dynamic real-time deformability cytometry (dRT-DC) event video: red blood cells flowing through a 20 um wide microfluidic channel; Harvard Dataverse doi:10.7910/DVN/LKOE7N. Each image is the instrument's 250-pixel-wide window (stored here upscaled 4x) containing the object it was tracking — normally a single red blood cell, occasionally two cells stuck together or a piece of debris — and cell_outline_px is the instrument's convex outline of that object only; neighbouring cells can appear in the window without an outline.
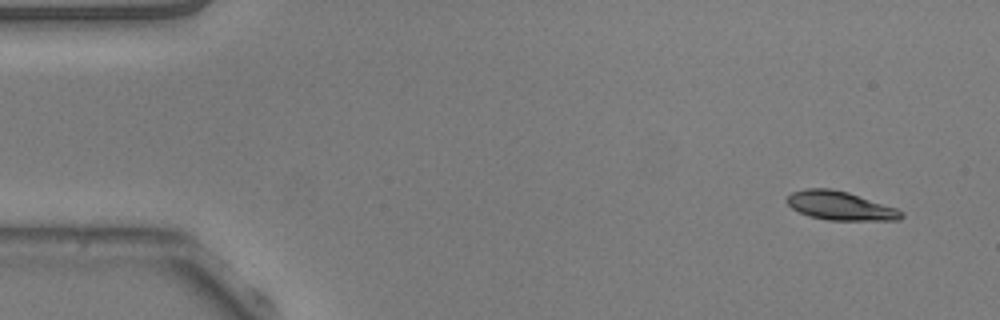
{"species": "common noctule bat (a hibernating species)", "species_latin": "Nyctalus noctula", "temperature_condition": "warm", "stored_images_in_passage": 16, "camera_frame_rate_fps": 3000, "um_per_image_px": 0.085, "animal": {"sex": "male", "body_mass_g": 20.5, "forearm_length_mm": 52.5}, "frame": {"image": 1, "passage_image": 1, "time_ms": 0.0, "image_size_px": [1000, 320], "cell_outline_px": [[904, 216], [900, 220], [828, 220], [808, 216], [792, 208], [784, 200], [792, 192], [804, 188], [828, 188], [848, 192], [896, 208], [904, 212]], "centroid_in_image_um": [71.4, 17.49], "position_along_channel_um": 13.6, "area_um2": 19.19}}
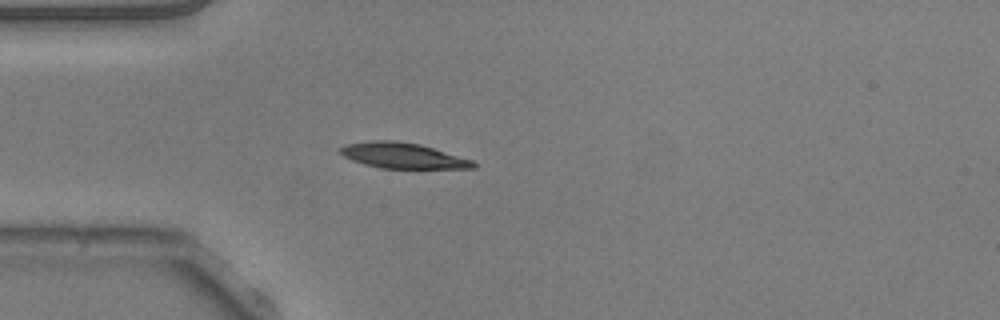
{"frame": {"image": 2, "passage_image": 12, "time_ms": 3.667, "image_size_px": [1000, 320], "cell_outline_px": [[476, 168], [380, 168], [364, 164], [352, 160], [344, 156], [340, 152], [340, 148], [344, 144], [372, 140], [396, 140], [420, 144], [472, 160], [476, 164]], "centroid_in_image_um": [34.2, 13.21], "position_along_channel_um": 50.8, "area_um2": 19.71}}